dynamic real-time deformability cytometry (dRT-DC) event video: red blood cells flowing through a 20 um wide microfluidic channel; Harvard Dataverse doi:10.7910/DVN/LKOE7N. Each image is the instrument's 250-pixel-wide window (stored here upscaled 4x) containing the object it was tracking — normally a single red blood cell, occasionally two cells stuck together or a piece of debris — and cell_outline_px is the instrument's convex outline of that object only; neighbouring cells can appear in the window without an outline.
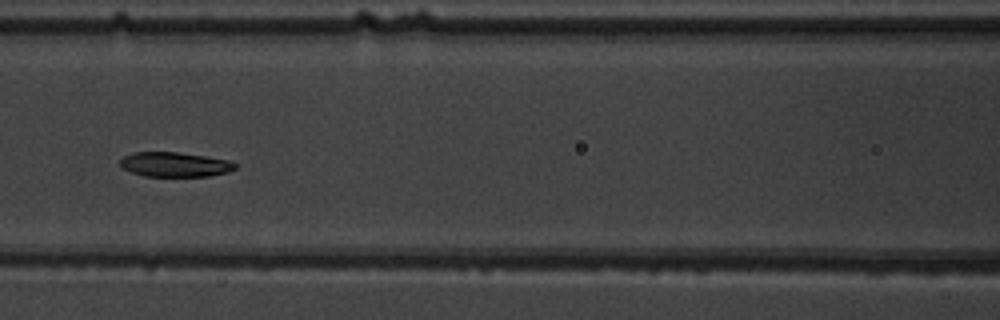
{"species": "common noctule bat (a hibernating species)", "species_latin": "Nyctalus noctula", "temperature_condition": "warm", "stored_images_in_passage": 9, "camera_frame_rate_fps": 3000, "um_per_image_px": 0.085, "animal": {"sex": "male", "body_mass_g": 19.5, "forearm_length_mm": 54.6}, "frame": {"image": 1, "passage_image": 6, "time_ms": 6.667, "image_size_px": [1000, 320], "cell_outline_px": [[236, 168], [228, 172], [208, 176], [144, 176], [132, 172], [124, 168], [120, 164], [120, 160], [124, 156], [132, 152], [176, 152], [204, 156], [228, 160], [236, 164]], "centroid_in_image_um": [14.85, 13.98], "position_along_channel_um": 151.7, "area_um2": 16.36}}
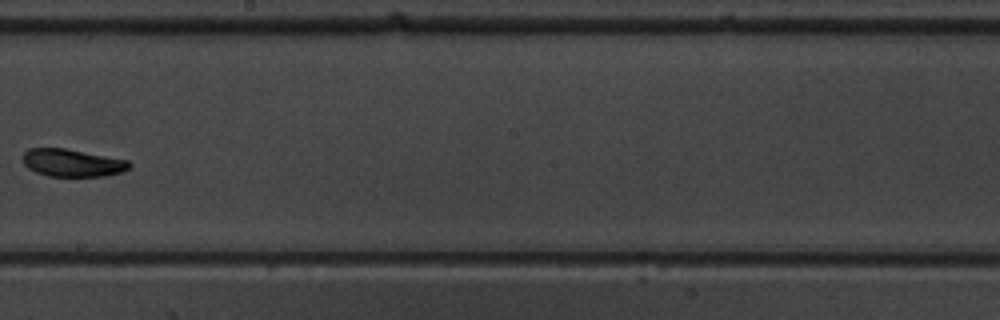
{"frame": {"image": 2, "passage_image": 8, "time_ms": 9.0, "image_size_px": [1000, 320], "cell_outline_px": [[132, 164], [128, 168], [120, 172], [104, 176], [48, 176], [36, 172], [28, 168], [24, 164], [24, 152], [28, 148], [64, 148], [128, 160]], "centroid_in_image_um": [6.13, 13.84], "position_along_channel_um": 242.1, "area_um2": 16.94}}
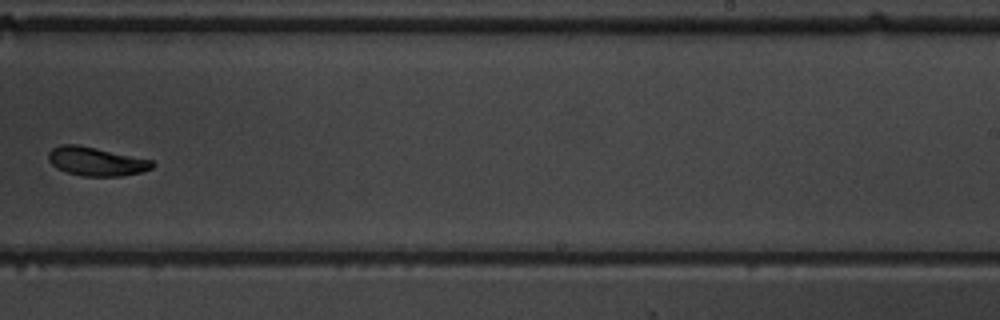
{"frame": {"image": 3, "passage_image": 9, "time_ms": 10.0, "image_size_px": [1000, 320], "cell_outline_px": [[156, 164], [152, 168], [140, 172], [120, 176], [84, 176], [68, 172], [56, 168], [48, 160], [48, 152], [52, 148], [60, 144], [76, 144], [96, 148], [152, 160]], "centroid_in_image_um": [8.15, 13.71], "position_along_channel_um": 280.8, "area_um2": 17.28}}